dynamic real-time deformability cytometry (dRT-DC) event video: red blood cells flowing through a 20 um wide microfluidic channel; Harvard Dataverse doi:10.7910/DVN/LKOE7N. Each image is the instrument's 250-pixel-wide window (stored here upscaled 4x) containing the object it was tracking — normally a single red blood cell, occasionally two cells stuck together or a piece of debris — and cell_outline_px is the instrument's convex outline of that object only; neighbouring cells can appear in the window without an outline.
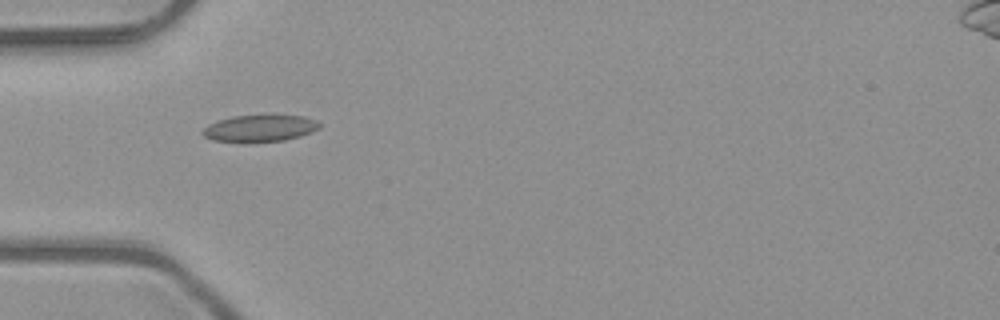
{"species": "common noctule bat (a hibernating species)", "species_latin": "Nyctalus noctula", "temperature_condition": "room temperature", "stored_images_in_passage": 4, "camera_frame_rate_fps": 3000, "um_per_image_px": 0.085, "animal": {"sex": "male", "body_mass_g": 23.1, "forearm_length_mm": 52.7}, "frame": {"image": 1, "passage_image": 1, "time_ms": 0.0, "image_size_px": [1000, 320], "cell_outline_px": [[320, 128], [312, 132], [300, 136], [284, 140], [248, 144], [212, 140], [204, 136], [200, 132], [208, 124], [232, 116], [264, 112], [272, 112], [304, 116], [316, 120], [320, 124]], "centroid_in_image_um": [22.09, 10.87], "position_along_channel_um": 62.9, "area_um2": 19.65}}
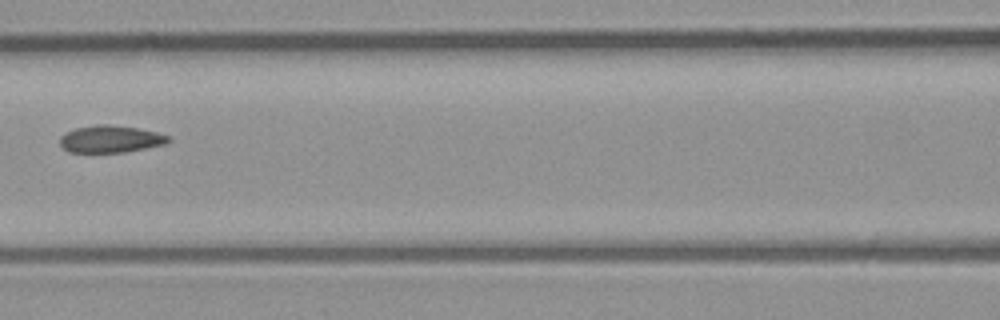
{"frame": {"image": 2, "passage_image": 3, "time_ms": 0.667, "image_size_px": [1000, 320], "cell_outline_px": [[172, 140], [164, 144], [124, 152], [68, 152], [60, 144], [60, 136], [64, 132], [76, 128], [96, 124], [108, 124], [136, 128], [156, 132], [168, 136]], "centroid_in_image_um": [9.35, 11.81], "position_along_channel_um": 157.2, "area_um2": 17.05}}
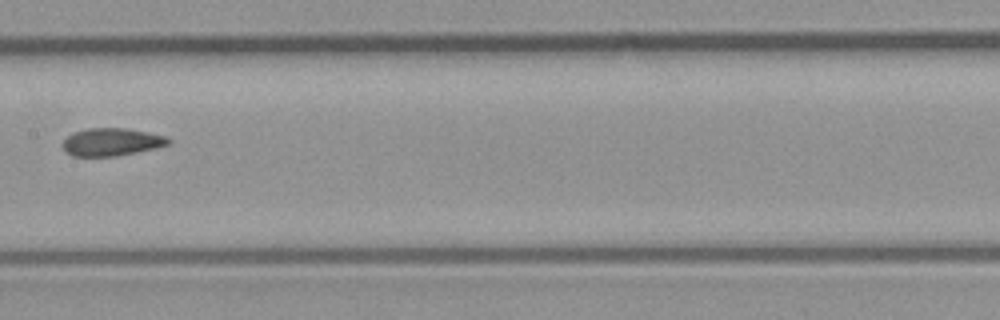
{"frame": {"image": 3, "passage_image": 4, "time_ms": 1.0, "image_size_px": [1000, 320], "cell_outline_px": [[172, 140], [168, 144], [156, 148], [116, 156], [72, 156], [64, 152], [60, 144], [72, 132], [88, 128], [124, 128], [148, 132], [164, 136]], "centroid_in_image_um": [9.42, 12.07], "position_along_channel_um": 198.0, "area_um2": 17.17}}